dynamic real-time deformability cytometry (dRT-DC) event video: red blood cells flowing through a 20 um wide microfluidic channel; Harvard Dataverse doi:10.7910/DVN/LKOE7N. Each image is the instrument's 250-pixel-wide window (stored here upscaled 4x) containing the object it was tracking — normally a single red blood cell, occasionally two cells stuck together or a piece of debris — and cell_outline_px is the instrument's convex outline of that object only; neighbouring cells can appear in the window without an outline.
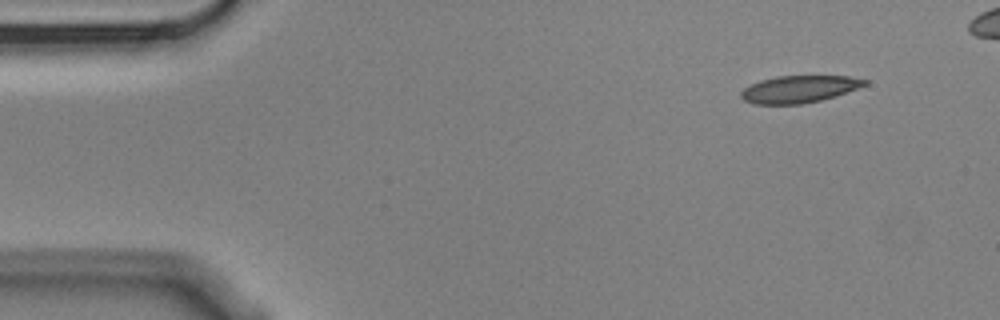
{"species": "Egyptian fruit bat (a non-hibernating species)", "species_latin": "Rousettus aegyptiacus", "temperature_condition": "cold", "stored_images_in_passage": 5, "camera_frame_rate_fps": 3000, "um_per_image_px": 0.085, "animal": {"sex": "male"}, "frame": {"image": 1, "passage_image": 1, "time_ms": 0.0, "image_size_px": [1000, 320], "cell_outline_px": [[868, 84], [836, 96], [820, 100], [800, 104], [752, 104], [744, 100], [740, 96], [740, 92], [744, 88], [760, 80], [776, 76], [848, 76], [868, 80]], "centroid_in_image_um": [67.91, 7.57], "position_along_channel_um": 17.1, "area_um2": 19.54}}